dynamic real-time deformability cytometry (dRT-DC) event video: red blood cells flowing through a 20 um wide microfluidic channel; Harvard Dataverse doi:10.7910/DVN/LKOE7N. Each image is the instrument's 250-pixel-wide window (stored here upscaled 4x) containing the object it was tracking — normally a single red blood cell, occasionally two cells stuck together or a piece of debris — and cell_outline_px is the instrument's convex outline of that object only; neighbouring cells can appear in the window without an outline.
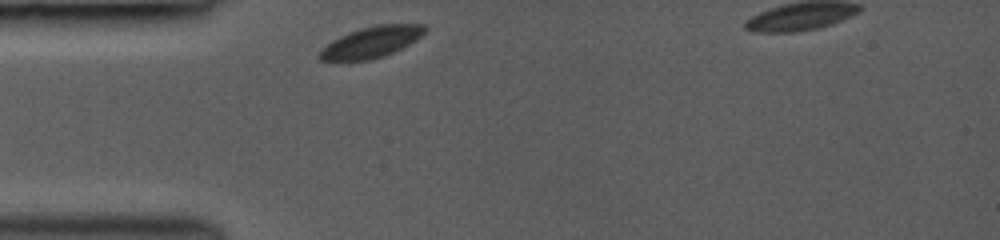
{"species": "common noctule bat (a hibernating species)", "species_latin": "Nyctalus noctula", "temperature_condition": "room temperature", "stored_images_in_passage": 27, "camera_frame_rate_fps": 3000, "um_per_image_px": 0.085, "animal": {"sex": "female", "body_mass_g": 19.0, "forearm_length_mm": 53.3}, "frame": {"image": 1, "passage_image": 1, "time_ms": 0.0, "image_size_px": [1000, 240], "cell_outline_px": [[428, 28], [416, 40], [384, 56], [368, 60], [320, 60], [316, 56], [320, 48], [332, 40], [348, 32], [360, 28], [376, 24], [424, 24]], "centroid_in_image_um": [31.52, 3.57], "position_along_channel_um": 53.5, "area_um2": 19.07}}
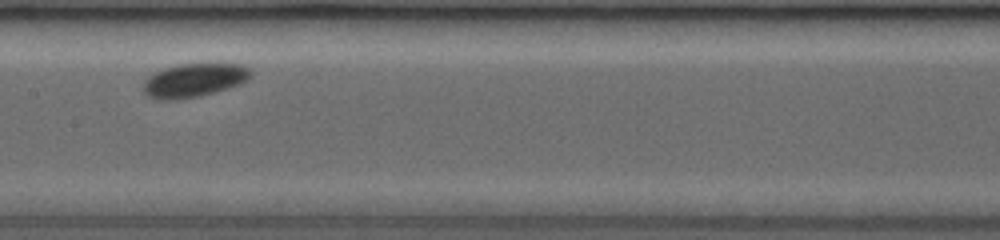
{"frame": {"image": 2, "passage_image": 11, "time_ms": 3.667, "image_size_px": [1000, 240], "cell_outline_px": [[252, 76], [248, 80], [240, 84], [228, 88], [200, 96], [176, 100], [160, 100], [148, 96], [144, 92], [144, 80], [148, 76], [164, 68], [176, 64], [212, 60], [216, 60], [240, 64], [252, 68]], "centroid_in_image_um": [16.58, 6.75], "position_along_channel_um": 190.8, "area_um2": 22.2}}
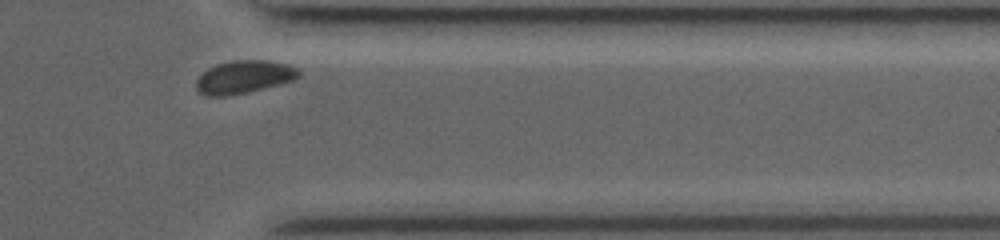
{"frame": {"image": 3, "passage_image": 25, "time_ms": 8.667, "image_size_px": [1000, 240], "cell_outline_px": [[300, 76], [296, 80], [248, 92], [228, 96], [204, 96], [196, 88], [196, 80], [208, 68], [216, 64], [236, 60], [260, 60], [288, 64], [296, 68], [300, 72]], "centroid_in_image_um": [20.74, 6.55], "position_along_channel_um": 390.7, "area_um2": 19.65}}